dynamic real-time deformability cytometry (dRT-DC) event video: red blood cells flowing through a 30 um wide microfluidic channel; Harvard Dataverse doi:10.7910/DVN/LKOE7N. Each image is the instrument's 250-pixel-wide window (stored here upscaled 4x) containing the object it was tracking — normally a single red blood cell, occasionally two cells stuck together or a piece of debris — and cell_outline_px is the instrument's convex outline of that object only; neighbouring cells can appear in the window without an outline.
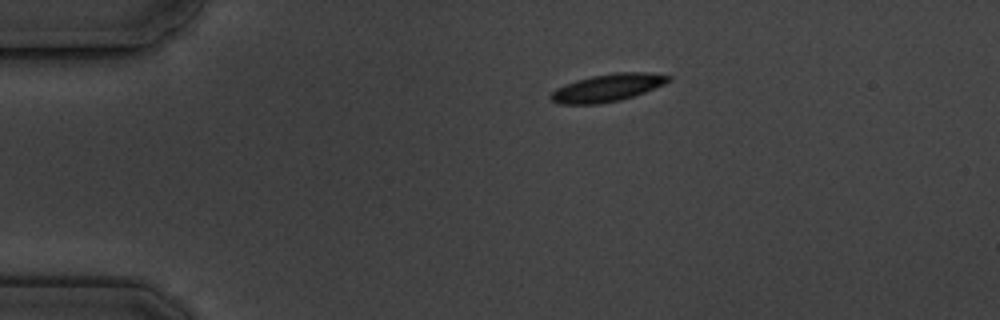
{"species": "common noctule bat (a hibernating species)", "species_latin": "Nyctalus noctula", "temperature_condition": "cold", "stored_images_in_passage": 6, "camera_frame_rate_fps": 3000, "um_per_image_px": 0.085, "animal": {"sex": "male", "body_mass_g": 19.5, "forearm_length_mm": 54.6}, "frame": {"image": 1, "passage_image": 1, "time_ms": 0.0, "image_size_px": [1000, 320], "cell_outline_px": [[672, 80], [664, 84], [644, 92], [620, 100], [600, 104], [556, 104], [548, 96], [556, 88], [576, 80], [592, 76], [616, 72], [648, 72], [672, 76]], "centroid_in_image_um": [51.63, 7.46], "position_along_channel_um": 33.4, "area_um2": 18.9}}
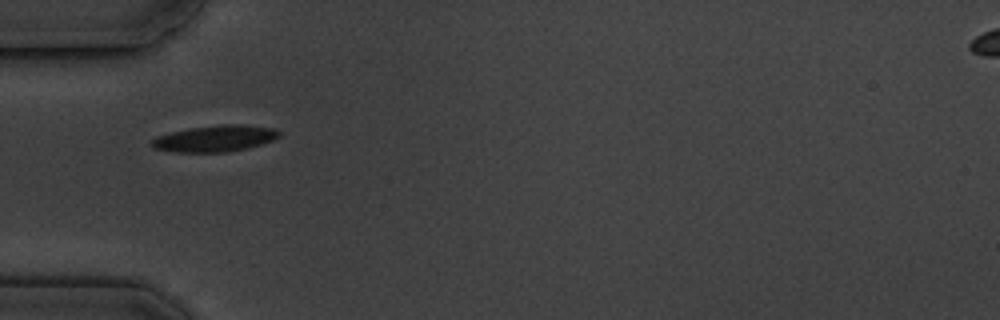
{"frame": {"image": 2, "passage_image": 3, "time_ms": 2.333, "image_size_px": [1000, 320], "cell_outline_px": [[280, 136], [272, 140], [248, 148], [228, 152], [176, 152], [152, 148], [148, 144], [156, 136], [172, 132], [192, 128], [224, 124], [240, 124], [272, 128], [280, 132]], "centroid_in_image_um": [18.24, 11.78], "position_along_channel_um": 66.8, "area_um2": 19.48}}